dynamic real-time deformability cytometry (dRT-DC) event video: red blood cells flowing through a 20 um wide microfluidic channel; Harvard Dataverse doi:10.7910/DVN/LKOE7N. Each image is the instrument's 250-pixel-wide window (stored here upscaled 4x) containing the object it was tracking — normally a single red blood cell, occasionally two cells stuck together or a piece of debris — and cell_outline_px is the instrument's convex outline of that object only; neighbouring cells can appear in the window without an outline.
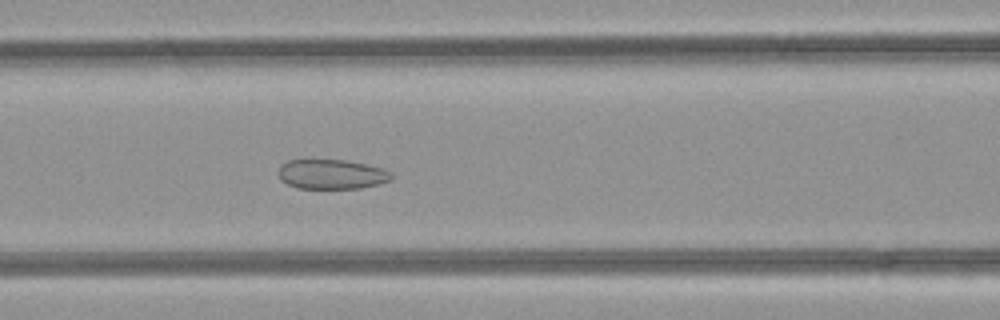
{"species": "common noctule bat (a hibernating species)", "species_latin": "Nyctalus noctula", "temperature_condition": "room temperature", "stored_images_in_passage": 49, "camera_frame_rate_fps": 3000, "um_per_image_px": 0.085, "animal": {"sex": "female", "body_mass_g": 21.9}, "frame": {"image": 1, "passage_image": 21, "time_ms": 6.667, "image_size_px": [1000, 320], "cell_outline_px": [[392, 180], [380, 184], [360, 188], [296, 188], [280, 180], [280, 164], [288, 160], [308, 156], [344, 160], [384, 168], [392, 172]], "centroid_in_image_um": [28.16, 14.76], "position_along_channel_um": 138.4, "area_um2": 20.35}}
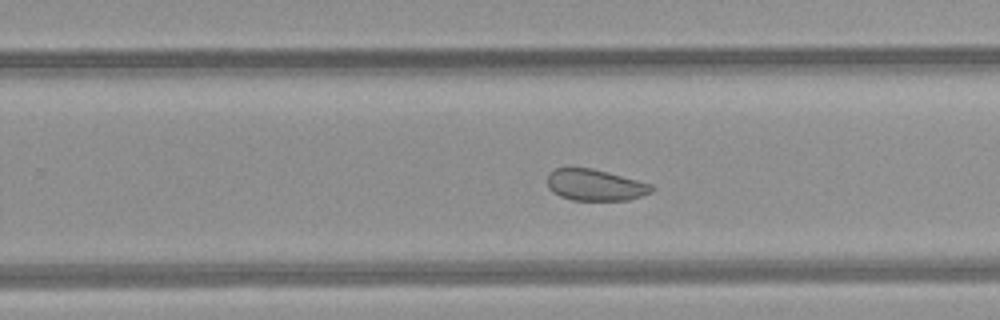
{"frame": {"image": 2, "passage_image": 31, "time_ms": 10.0, "image_size_px": [1000, 320], "cell_outline_px": [[656, 188], [652, 192], [628, 200], [572, 200], [560, 196], [552, 192], [548, 188], [548, 172], [556, 168], [592, 168], [608, 172], [652, 184]], "centroid_in_image_um": [50.59, 15.73], "position_along_channel_um": 279.2, "area_um2": 19.13}}
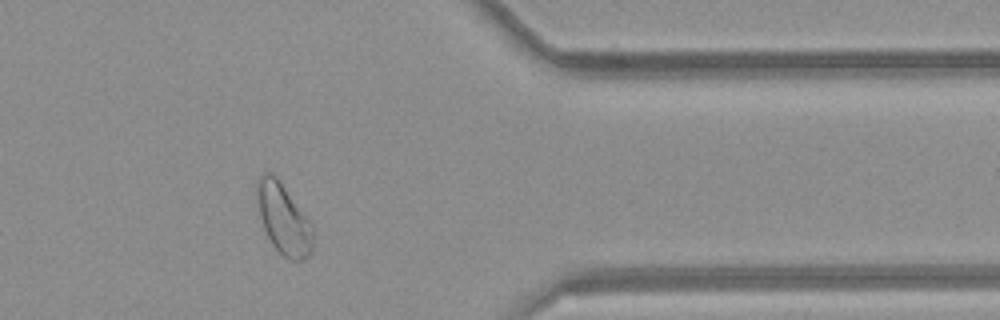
{"frame": {"image": 3, "passage_image": 40, "time_ms": 13.0, "image_size_px": [1000, 320], "cell_outline_px": [[316, 228], [312, 252], [308, 256], [300, 260], [288, 260], [272, 244], [264, 228], [260, 216], [256, 196], [256, 180], [264, 172], [272, 172], [276, 176]], "centroid_in_image_um": [24.13, 18.6], "position_along_channel_um": 387.3, "area_um2": 23.35}, "authors_computed_cell_mechanics": {"area_um2": 25.0274, "velocity_mm_per_s": 4.2407, "shape_relaxation_time_tau1_ms": null, "shape_relaxation_time_tau2_ms": 1.2055, "deformation_change_tau1": null, "deformation_change_tau2": 0.0598}}